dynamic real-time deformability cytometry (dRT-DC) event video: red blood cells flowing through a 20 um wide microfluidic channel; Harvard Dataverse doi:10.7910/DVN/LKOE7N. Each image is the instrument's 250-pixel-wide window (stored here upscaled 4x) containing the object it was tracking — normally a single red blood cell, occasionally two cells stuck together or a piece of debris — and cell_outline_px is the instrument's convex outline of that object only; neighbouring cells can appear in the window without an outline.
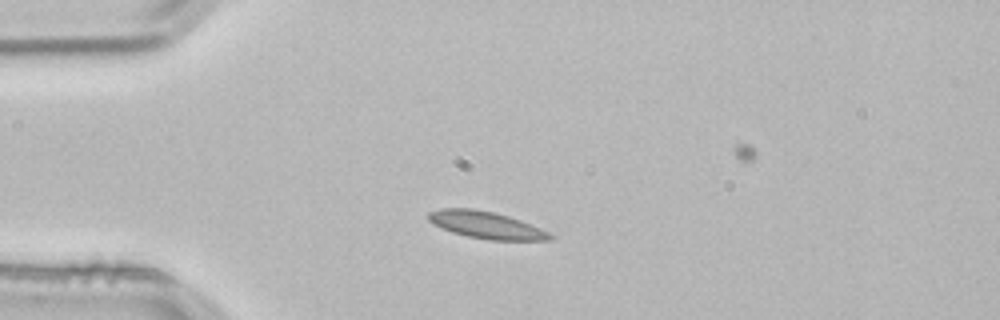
{"species": "common noctule bat (a hibernating species)", "species_latin": "Nyctalus noctula", "temperature_condition": "room temperature", "stored_images_in_passage": 3, "camera_frame_rate_fps": 3000, "um_per_image_px": 0.085, "animal": {"sex": "male", "body_mass_g": 21.5, "forearm_length_mm": 52.0}, "frame": {"image": 1, "passage_image": 2, "time_ms": 0.333, "image_size_px": [1000, 320], "cell_outline_px": [[556, 236], [552, 240], [488, 240], [468, 236], [452, 232], [440, 228], [432, 224], [428, 220], [428, 212], [440, 208], [472, 208], [492, 212], [508, 216], [520, 220], [540, 228]], "centroid_in_image_um": [41.3, 19.13], "position_along_channel_um": 43.7, "area_um2": 19.25}}